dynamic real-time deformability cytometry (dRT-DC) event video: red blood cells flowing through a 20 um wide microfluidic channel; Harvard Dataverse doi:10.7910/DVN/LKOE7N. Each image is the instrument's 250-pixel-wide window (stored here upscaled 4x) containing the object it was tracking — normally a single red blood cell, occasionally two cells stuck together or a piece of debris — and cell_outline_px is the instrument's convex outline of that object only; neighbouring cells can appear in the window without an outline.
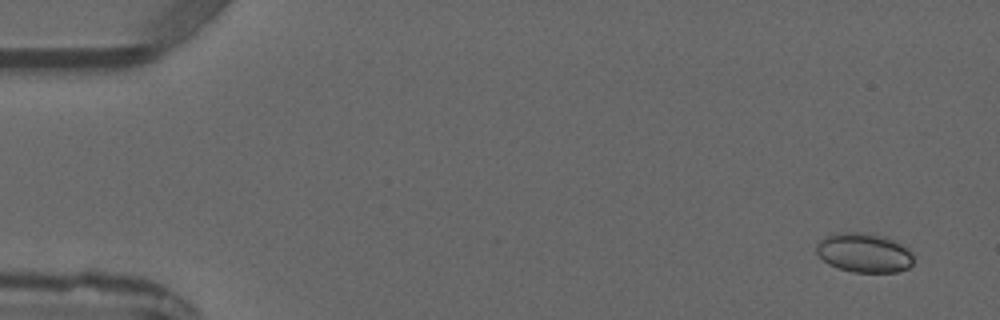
{"species": "common noctule bat (a hibernating species)", "species_latin": "Nyctalus noctula", "temperature_condition": "warm", "stored_images_in_passage": 4, "camera_frame_rate_fps": 3000, "um_per_image_px": 0.085, "animal": {"sex": "male", "forearm_length_mm": 52.5}, "frame": {"image": 1, "passage_image": 1, "time_ms": 0.0, "image_size_px": [1000, 320], "cell_outline_px": [[912, 264], [908, 268], [896, 272], [852, 272], [828, 264], [816, 252], [816, 244], [824, 236], [840, 232], [860, 232], [884, 236], [908, 248], [912, 256]], "centroid_in_image_um": [73.42, 21.48], "position_along_channel_um": 11.6, "area_um2": 22.14}}
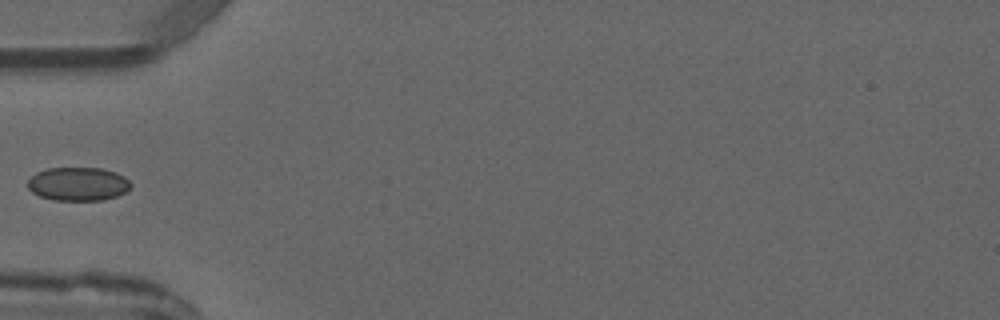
{"frame": {"image": 2, "passage_image": 4, "time_ms": 4.333, "image_size_px": [1000, 320], "cell_outline_px": [[132, 188], [116, 196], [104, 200], [52, 200], [40, 196], [32, 192], [28, 188], [28, 180], [36, 172], [48, 168], [100, 168], [116, 172], [124, 176], [132, 184]], "centroid_in_image_um": [6.65, 15.64], "position_along_channel_um": 78.4, "area_um2": 20.23}}